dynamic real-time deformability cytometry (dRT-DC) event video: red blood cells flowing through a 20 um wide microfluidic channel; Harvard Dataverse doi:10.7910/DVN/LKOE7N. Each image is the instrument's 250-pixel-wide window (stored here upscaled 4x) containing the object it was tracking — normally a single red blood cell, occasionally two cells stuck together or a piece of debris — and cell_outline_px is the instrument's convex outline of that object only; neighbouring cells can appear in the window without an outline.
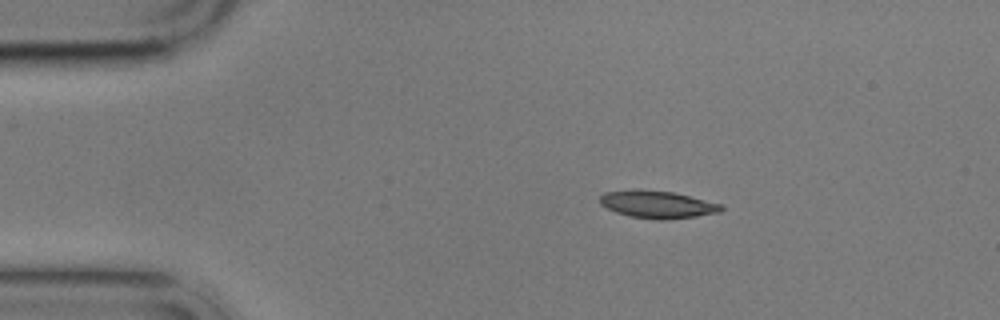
{"species": "common noctule bat (a hibernating species)", "species_latin": "Nyctalus noctula", "temperature_condition": "cold", "stored_images_in_passage": 5, "camera_frame_rate_fps": 3000, "um_per_image_px": 0.085, "animal": {"sex": "male", "body_mass_g": 17.9}, "frame": {"image": 1, "passage_image": 3, "time_ms": 2.333, "image_size_px": [1000, 320], "cell_outline_px": [[724, 208], [720, 212], [696, 216], [664, 220], [660, 220], [628, 216], [616, 212], [600, 204], [600, 196], [604, 192], [632, 188], [636, 188], [672, 192], [724, 204]], "centroid_in_image_um": [55.87, 17.36], "position_along_channel_um": 29.1, "area_um2": 19.65}}